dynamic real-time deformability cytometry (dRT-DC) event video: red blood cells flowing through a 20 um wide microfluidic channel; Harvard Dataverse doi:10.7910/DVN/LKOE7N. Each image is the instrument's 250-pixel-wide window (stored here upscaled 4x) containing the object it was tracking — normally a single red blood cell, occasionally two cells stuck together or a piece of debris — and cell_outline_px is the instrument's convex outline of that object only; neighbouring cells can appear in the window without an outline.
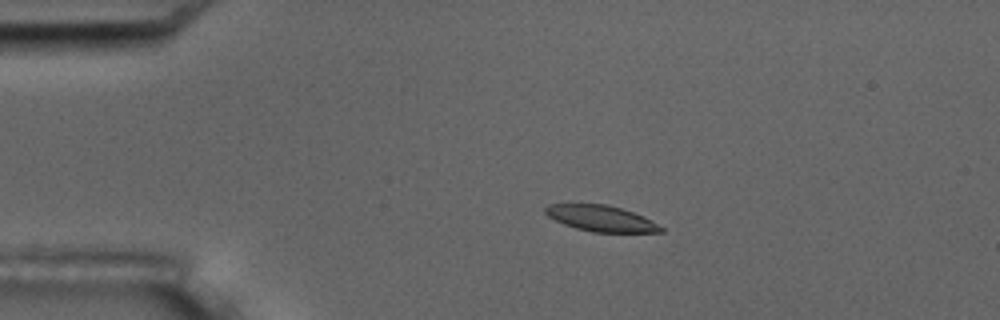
{"species": "common noctule bat (a hibernating species)", "species_latin": "Nyctalus noctula", "temperature_condition": "room temperature", "stored_images_in_passage": 9, "camera_frame_rate_fps": 3000, "um_per_image_px": 0.085, "animal": {"sex": "male", "body_mass_g": 17.5, "forearm_length_mm": 52.3}, "frame": {"image": 1, "passage_image": 4, "time_ms": 3.333, "image_size_px": [1000, 320], "cell_outline_px": [[664, 232], [592, 232], [576, 228], [564, 224], [548, 216], [544, 212], [544, 208], [548, 204], [604, 204], [620, 208], [644, 216], [664, 228]], "centroid_in_image_um": [51.08, 18.57], "position_along_channel_um": 33.9, "area_um2": 17.34}}
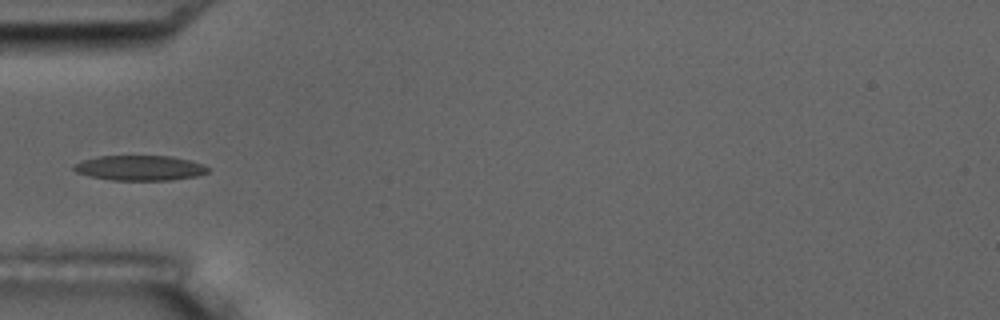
{"frame": {"image": 2, "passage_image": 6, "time_ms": 5.667, "image_size_px": [1000, 320], "cell_outline_px": [[208, 172], [196, 176], [172, 180], [112, 180], [88, 176], [76, 172], [72, 168], [72, 164], [84, 160], [100, 156], [172, 156], [192, 160], [204, 164], [208, 168]], "centroid_in_image_um": [11.89, 14.27], "position_along_channel_um": 73.1, "area_um2": 19.71}}
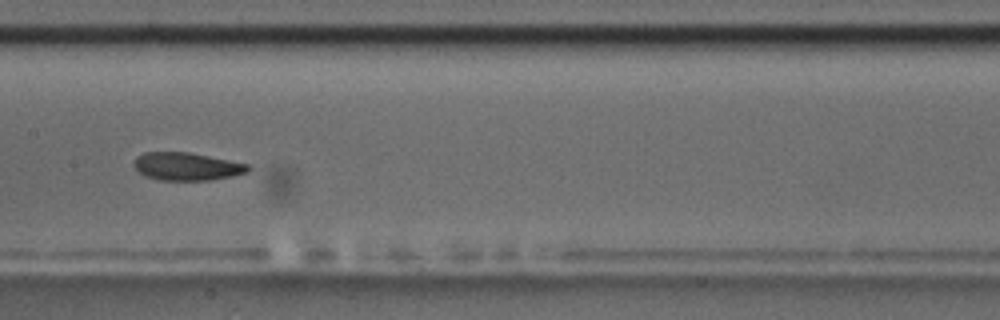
{"frame": {"image": 3, "passage_image": 9, "time_ms": 9.0, "image_size_px": [1000, 320], "cell_outline_px": [[252, 168], [248, 172], [232, 176], [212, 180], [160, 180], [144, 176], [132, 164], [136, 156], [144, 152], [188, 152], [248, 164]], "centroid_in_image_um": [15.86, 14.15], "position_along_channel_um": 191.5, "area_um2": 18.55}}